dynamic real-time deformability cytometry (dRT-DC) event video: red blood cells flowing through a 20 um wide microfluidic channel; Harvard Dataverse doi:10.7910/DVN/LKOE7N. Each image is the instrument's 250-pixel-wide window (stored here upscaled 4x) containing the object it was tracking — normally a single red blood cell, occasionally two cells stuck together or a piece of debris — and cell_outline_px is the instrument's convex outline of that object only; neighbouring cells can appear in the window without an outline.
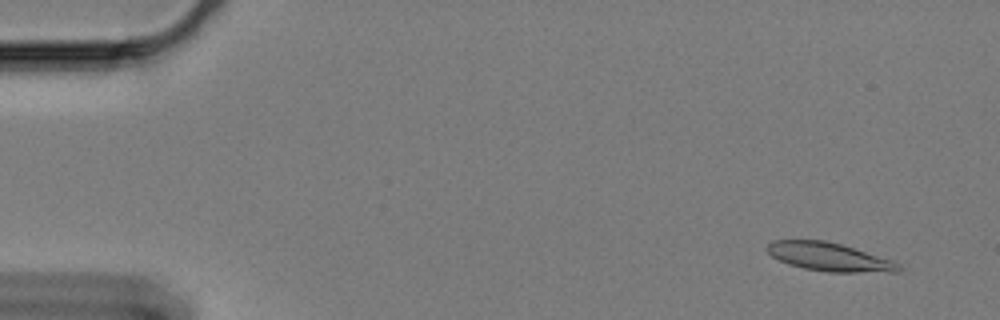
{"species": "Egyptian fruit bat (a non-hibernating species)", "species_latin": "Rousettus aegyptiacus", "temperature_condition": "cold", "stored_images_in_passage": 59, "camera_frame_rate_fps": 3000, "um_per_image_px": 0.085, "animal": {"sex": "female"}, "frame": {"image": 1, "passage_image": 3, "time_ms": 0.667, "image_size_px": [1000, 320], "cell_outline_px": [[904, 268], [900, 272], [828, 272], [804, 268], [788, 264], [772, 256], [764, 248], [772, 240], [824, 240], [840, 244], [892, 260], [900, 264]], "centroid_in_image_um": [70.49, 21.84], "position_along_channel_um": 14.5, "area_um2": 21.73}}
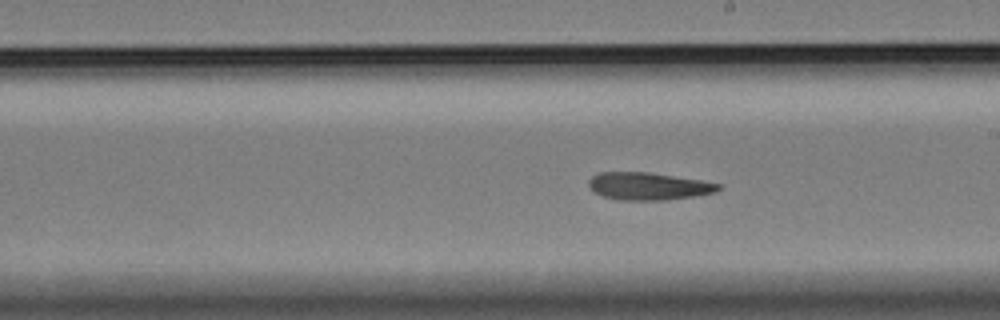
{"frame": {"image": 2, "passage_image": 33, "time_ms": 10.667, "image_size_px": [1000, 320], "cell_outline_px": [[720, 188], [716, 192], [700, 196], [668, 200], [616, 200], [592, 192], [588, 188], [588, 180], [592, 176], [600, 172], [648, 172], [700, 180], [720, 184]], "centroid_in_image_um": [55.09, 15.84], "position_along_channel_um": 233.9, "area_um2": 21.04}}
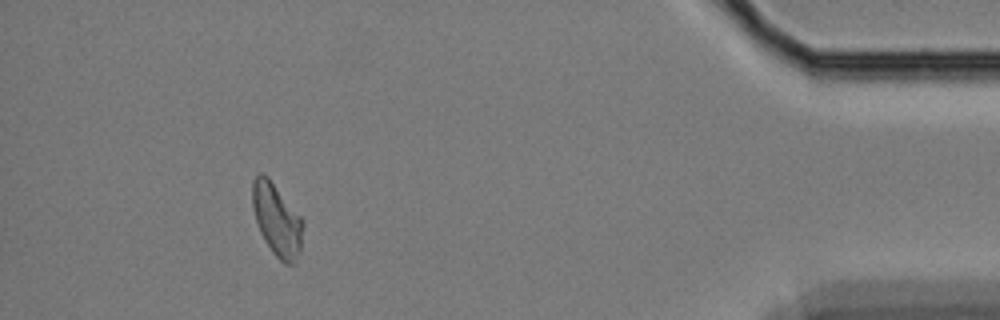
{"frame": {"image": 3, "passage_image": 54, "time_ms": 17.667, "image_size_px": [1000, 320], "cell_outline_px": [[304, 224], [300, 252], [296, 264], [284, 264], [272, 252], [264, 240], [260, 232], [256, 220], [252, 204], [252, 180], [260, 172], [268, 176], [304, 220]], "centroid_in_image_um": [23.55, 18.69], "position_along_channel_um": 411.6, "area_um2": 21.56}}